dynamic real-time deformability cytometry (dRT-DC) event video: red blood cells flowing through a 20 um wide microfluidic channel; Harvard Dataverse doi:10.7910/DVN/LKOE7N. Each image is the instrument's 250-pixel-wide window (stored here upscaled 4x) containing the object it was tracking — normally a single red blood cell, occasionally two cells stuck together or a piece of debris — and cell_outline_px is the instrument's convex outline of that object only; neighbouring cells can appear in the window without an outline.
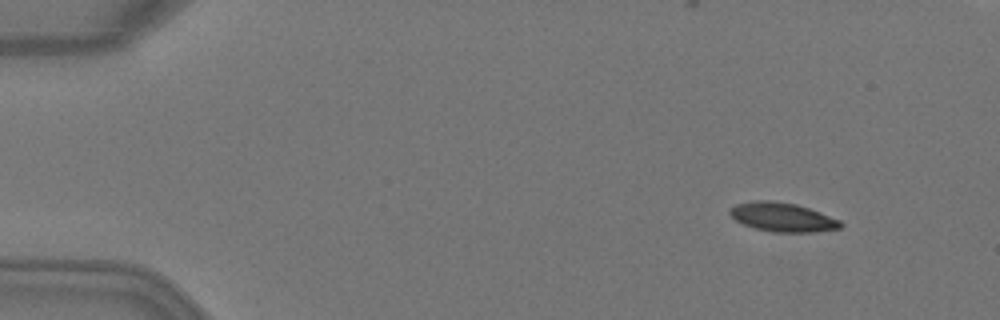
{"species": "Egyptian fruit bat (a non-hibernating species)", "species_latin": "Rousettus aegyptiacus", "temperature_condition": "warm", "stored_images_in_passage": 5, "camera_frame_rate_fps": 3000, "um_per_image_px": 0.085, "animal": {"sex": "female"}, "frame": {"image": 1, "passage_image": 2, "time_ms": 0.333, "image_size_px": [1000, 320], "cell_outline_px": [[844, 224], [840, 228], [816, 232], [772, 232], [756, 228], [744, 224], [736, 220], [728, 212], [736, 204], [752, 200], [768, 200], [796, 204], [820, 212], [840, 220]], "centroid_in_image_um": [66.53, 18.46], "position_along_channel_um": 18.5, "area_um2": 18.61}}